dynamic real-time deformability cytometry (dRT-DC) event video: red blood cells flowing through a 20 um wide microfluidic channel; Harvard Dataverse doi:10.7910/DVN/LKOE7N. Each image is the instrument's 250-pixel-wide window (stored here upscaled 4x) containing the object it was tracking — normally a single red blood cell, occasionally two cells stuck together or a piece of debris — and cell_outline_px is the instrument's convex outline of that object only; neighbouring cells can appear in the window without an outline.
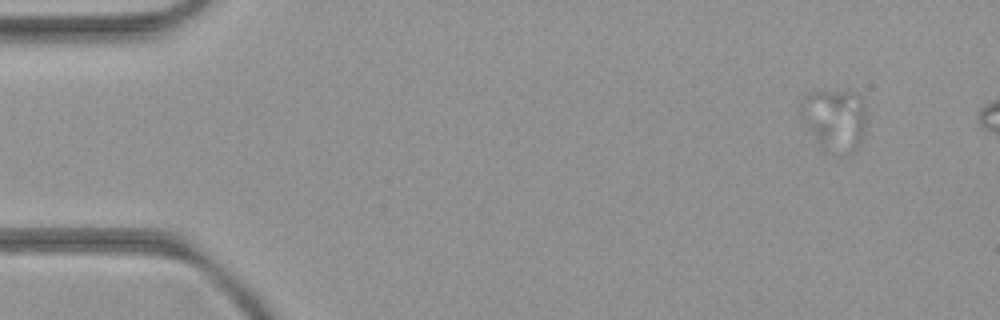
{"species": "common noctule bat (a hibernating species)", "species_latin": "Nyctalus noctula", "temperature_condition": "room temperature", "stored_images_in_passage": 5, "camera_frame_rate_fps": 3000, "um_per_image_px": 0.085, "animal": {"sex": "female", "body_mass_g": 21.9}, "frame": {"image": 1, "passage_image": 2, "time_ms": 1.333, "image_size_px": [1000, 320], "cell_outline_px": [[864, 136], [860, 144], [848, 156], [836, 156], [824, 152], [820, 148], [804, 120], [800, 108], [800, 104], [804, 96], [808, 92], [852, 92], [860, 96], [864, 108]], "centroid_in_image_um": [70.95, 10.26], "position_along_channel_um": 14.0, "area_um2": 23.81}}